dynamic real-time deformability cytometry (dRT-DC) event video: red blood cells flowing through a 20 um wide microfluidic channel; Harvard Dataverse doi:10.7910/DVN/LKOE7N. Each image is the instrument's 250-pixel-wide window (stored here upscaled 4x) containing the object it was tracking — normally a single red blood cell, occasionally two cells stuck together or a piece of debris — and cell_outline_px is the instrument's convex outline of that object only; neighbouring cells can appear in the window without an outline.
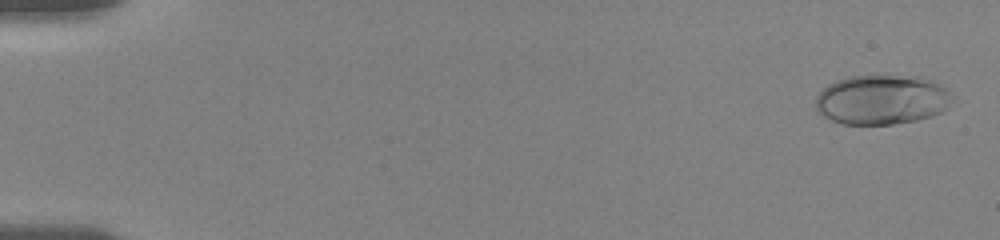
{"species": "human", "species_latin": "Homo sapiens", "temperature_condition": "room temperature", "stored_images_in_passage": 56, "camera_frame_rate_fps": 3000, "um_per_image_px": 0.085, "donor": {"sex": "female"}, "frame": {"image": 1, "passage_image": 2, "time_ms": 0.333, "image_size_px": [1000, 240], "cell_outline_px": [[952, 96], [944, 108], [940, 112], [932, 116], [916, 120], [892, 124], [844, 124], [832, 120], [824, 116], [816, 108], [816, 96], [828, 84], [836, 80], [852, 76], [920, 76], [932, 80], [944, 88]], "centroid_in_image_um": [74.92, 8.47], "position_along_channel_um": 10.1, "area_um2": 39.07}}
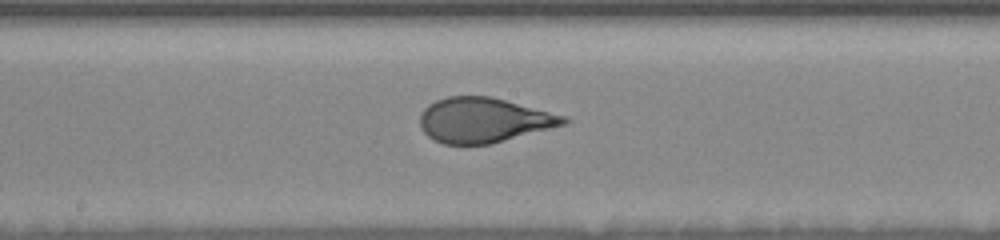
{"frame": {"image": 2, "passage_image": 31, "time_ms": 10.0, "image_size_px": [1000, 240], "cell_outline_px": [[572, 120], [568, 124], [492, 144], [444, 144], [432, 140], [420, 128], [420, 112], [428, 104], [436, 100], [448, 96], [488, 96], [568, 116]], "centroid_in_image_um": [41.13, 10.22], "position_along_channel_um": 207.1, "area_um2": 37.92}}
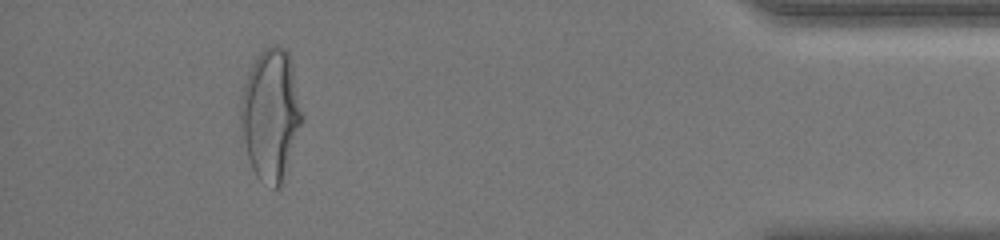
{"frame": {"image": 3, "passage_image": 52, "time_ms": 17.0, "image_size_px": [1000, 240], "cell_outline_px": [[304, 120], [288, 168], [280, 188], [272, 188], [260, 180], [256, 176], [252, 168], [248, 156], [240, 128], [240, 104], [244, 84], [248, 72], [252, 64], [260, 52], [264, 48], [272, 44], [276, 44], [284, 48], [288, 52], [292, 64], [304, 116]], "centroid_in_image_um": [23.03, 9.75], "position_along_channel_um": 412.2, "area_um2": 47.51}, "authors_computed_cell_mechanics": {"area_um2": 38.1191, "velocity_mm_per_s": 3.6233, "shape_relaxation_time_tau1_ms": 4.8536, "shape_relaxation_time_tau2_ms": null, "deformation_change_tau1": 0.1955, "deformation_change_tau2": null}}